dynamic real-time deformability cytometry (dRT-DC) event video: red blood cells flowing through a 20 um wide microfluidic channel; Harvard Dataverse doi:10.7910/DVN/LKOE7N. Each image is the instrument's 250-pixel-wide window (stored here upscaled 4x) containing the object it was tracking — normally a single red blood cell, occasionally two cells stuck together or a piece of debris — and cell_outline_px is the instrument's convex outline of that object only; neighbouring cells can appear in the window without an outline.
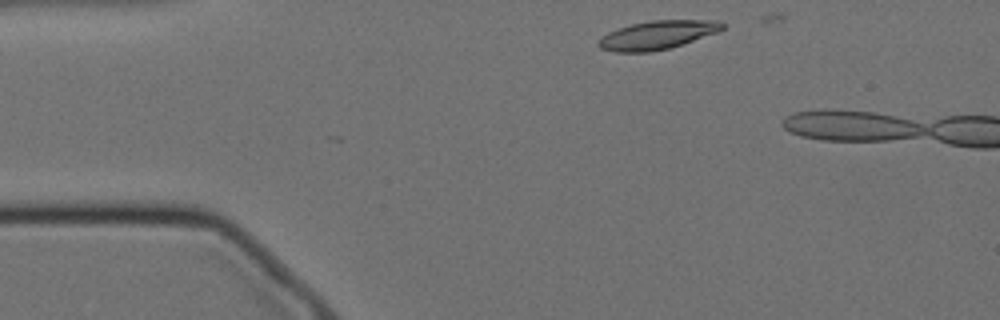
{"species": "Egyptian fruit bat (a non-hibernating species)", "species_latin": "Rousettus aegyptiacus", "temperature_condition": "cold", "stored_images_in_passage": 6, "camera_frame_rate_fps": 3000, "um_per_image_px": 0.085, "animal": {"sex": "female"}, "frame": {"image": 1, "passage_image": 3, "time_ms": 0.667, "image_size_px": [1000, 320], "cell_outline_px": [[724, 28], [716, 32], [668, 48], [652, 52], [616, 52], [600, 48], [596, 44], [608, 32], [632, 24], [652, 20], [712, 20], [724, 24]], "centroid_in_image_um": [55.83, 2.98], "position_along_channel_um": 29.2, "area_um2": 20.11}}